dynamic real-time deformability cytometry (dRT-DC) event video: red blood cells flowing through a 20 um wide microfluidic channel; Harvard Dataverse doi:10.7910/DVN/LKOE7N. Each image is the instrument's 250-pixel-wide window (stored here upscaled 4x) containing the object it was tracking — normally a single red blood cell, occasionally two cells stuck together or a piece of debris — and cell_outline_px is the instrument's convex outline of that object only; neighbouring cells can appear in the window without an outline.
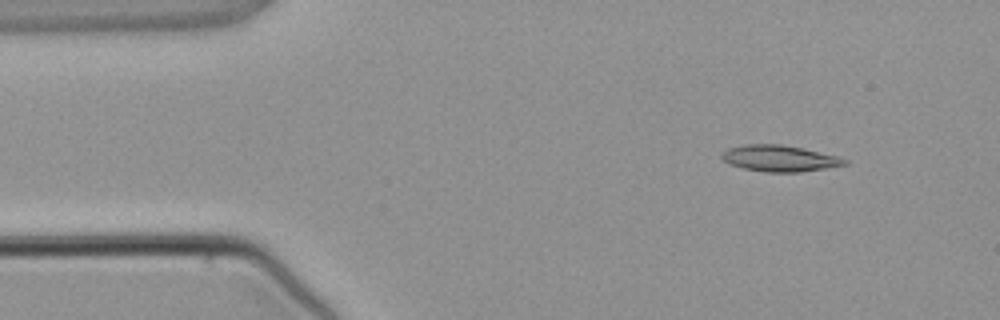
{"species": "common noctule bat (a hibernating species)", "species_latin": "Nyctalus noctula", "temperature_condition": "warm", "stored_images_in_passage": 3, "camera_frame_rate_fps": 3000, "um_per_image_px": 0.085, "animal": {"sex": "male", "body_mass_g": 21.5, "forearm_length_mm": 52.0}, "frame": {"image": 1, "passage_image": 1, "time_ms": 0.0, "image_size_px": [1000, 320], "cell_outline_px": [[848, 164], [800, 172], [764, 172], [744, 168], [728, 164], [720, 156], [728, 148], [744, 144], [780, 144], [800, 148], [836, 156], [848, 160]], "centroid_in_image_um": [66.22, 13.46], "position_along_channel_um": 18.8, "area_um2": 18.55}}
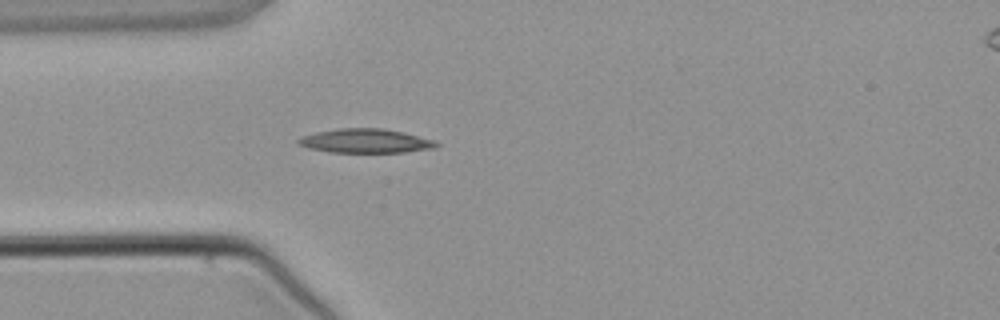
{"frame": {"image": 2, "passage_image": 3, "time_ms": 2.333, "image_size_px": [1000, 320], "cell_outline_px": [[440, 144], [436, 148], [404, 152], [332, 152], [308, 148], [296, 144], [296, 140], [300, 136], [316, 132], [340, 128], [384, 128], [404, 132], [436, 140]], "centroid_in_image_um": [31.08, 11.97], "position_along_channel_um": 53.9, "area_um2": 19.59}}